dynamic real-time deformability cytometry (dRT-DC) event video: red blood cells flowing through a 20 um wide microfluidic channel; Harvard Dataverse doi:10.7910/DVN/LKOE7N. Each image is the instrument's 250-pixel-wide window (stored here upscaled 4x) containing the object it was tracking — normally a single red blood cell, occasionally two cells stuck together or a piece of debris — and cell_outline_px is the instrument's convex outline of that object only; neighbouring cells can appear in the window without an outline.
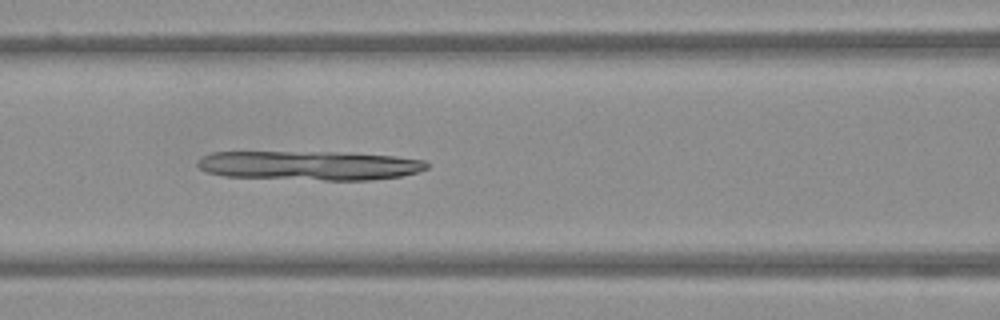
{"species": "Egyptian fruit bat (a non-hibernating species)", "species_latin": "Rousettus aegyptiacus", "temperature_condition": "warm", "stored_images_in_passage": 33, "camera_frame_rate_fps": 3000, "um_per_image_px": 0.085, "frame": {"image": 1, "passage_image": 10, "time_ms": 3.0, "image_size_px": [1000, 320], "cell_outline_px": [[428, 168], [416, 172], [400, 176], [368, 180], [324, 180], [224, 176], [208, 172], [200, 168], [196, 164], [196, 160], [212, 152], [336, 152], [392, 156], [424, 160], [428, 164]], "centroid_in_image_um": [26.28, 14.06], "position_along_channel_um": 140.3, "area_um2": 38.84}}